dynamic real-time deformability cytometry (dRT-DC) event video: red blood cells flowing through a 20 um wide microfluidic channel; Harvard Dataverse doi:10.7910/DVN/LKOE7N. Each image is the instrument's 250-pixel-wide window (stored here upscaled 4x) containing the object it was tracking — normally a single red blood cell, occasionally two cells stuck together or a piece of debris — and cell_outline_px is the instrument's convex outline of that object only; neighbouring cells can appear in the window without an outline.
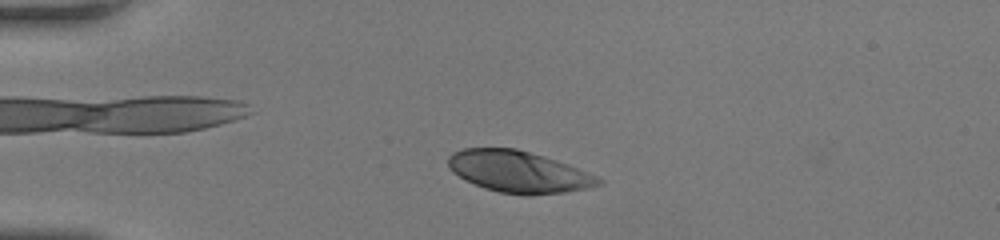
{"species": "human", "species_latin": "Homo sapiens", "temperature_condition": "room temperature", "stored_images_in_passage": 45, "camera_frame_rate_fps": 3000, "um_per_image_px": 0.085, "donor": {"sex": "female"}, "frame": {"image": 1, "passage_image": 7, "time_ms": 2.0, "image_size_px": [1000, 240], "cell_outline_px": [[604, 180], [600, 184], [588, 188], [564, 192], [528, 196], [500, 192], [484, 188], [452, 172], [448, 168], [448, 156], [452, 152], [464, 148], [516, 148], [544, 156], [568, 164], [596, 176]], "centroid_in_image_um": [44.07, 14.59], "position_along_channel_um": 40.9, "area_um2": 36.3}}
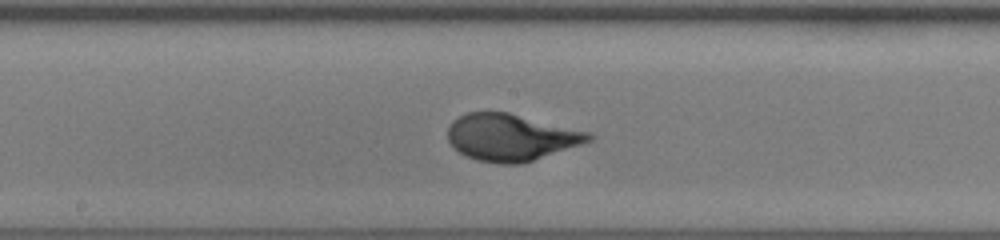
{"frame": {"image": 2, "passage_image": 22, "time_ms": 7.0, "image_size_px": [1000, 240], "cell_outline_px": [[592, 140], [520, 164], [496, 164], [476, 160], [460, 152], [448, 140], [448, 128], [452, 120], [468, 112], [508, 112], [592, 132]], "centroid_in_image_um": [43.42, 11.66], "position_along_channel_um": 204.8, "area_um2": 38.21}}
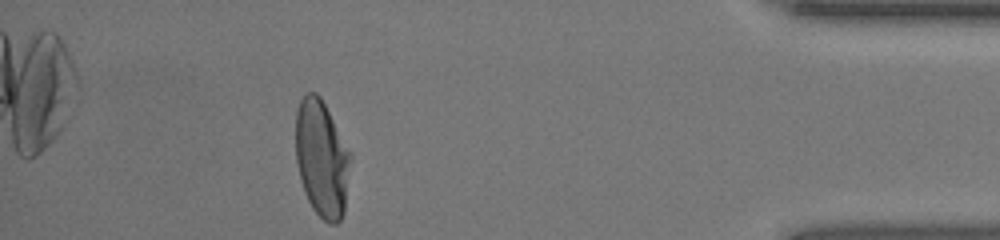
{"frame": {"image": 3, "passage_image": 40, "time_ms": 13.0, "image_size_px": [1000, 240], "cell_outline_px": [[352, 156], [344, 212], [340, 220], [336, 224], [328, 224], [312, 208], [304, 192], [300, 180], [296, 160], [296, 112], [300, 100], [304, 92], [316, 92], [320, 96], [352, 152]], "centroid_in_image_um": [27.36, 13.46], "position_along_channel_um": 407.8, "area_um2": 37.86}, "authors_computed_cell_mechanics": {"area_um2": 37.8012, "velocity_mm_per_s": 4.121, "shape_relaxation_time_tau1_ms": 2.9851, "shape_relaxation_time_tau2_ms": null, "deformation_change_tau1": 0.1965, "deformation_change_tau2": null}}